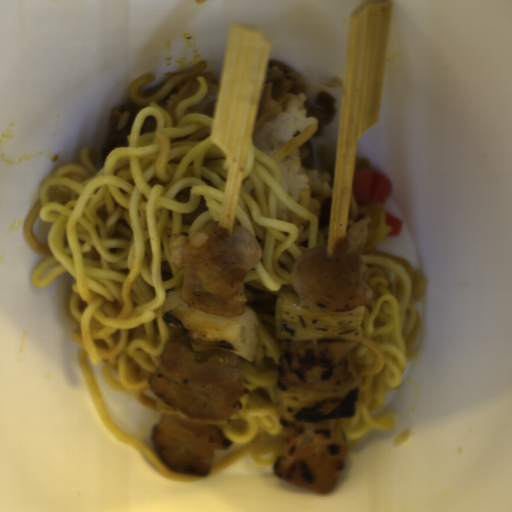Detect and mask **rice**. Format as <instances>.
<instances>
[{"label": "rice", "instance_id": "2", "mask_svg": "<svg viewBox=\"0 0 512 512\" xmlns=\"http://www.w3.org/2000/svg\"><path fill=\"white\" fill-rule=\"evenodd\" d=\"M278 164L282 175L280 187L285 194L298 203L300 201V190L303 188L309 189L307 210L318 217L322 205L331 197L333 190L329 185L332 178L331 174L323 173L319 169L304 168L302 166L301 149L299 148Z\"/></svg>", "mask_w": 512, "mask_h": 512}, {"label": "rice", "instance_id": "3", "mask_svg": "<svg viewBox=\"0 0 512 512\" xmlns=\"http://www.w3.org/2000/svg\"><path fill=\"white\" fill-rule=\"evenodd\" d=\"M411 287L413 301H421L425 297L428 288L426 277L422 272L412 271Z\"/></svg>", "mask_w": 512, "mask_h": 512}, {"label": "rice", "instance_id": "5", "mask_svg": "<svg viewBox=\"0 0 512 512\" xmlns=\"http://www.w3.org/2000/svg\"><path fill=\"white\" fill-rule=\"evenodd\" d=\"M129 116H130V113L128 111H125L124 113L121 114L118 124L116 126V130L119 131L126 126L128 120H129Z\"/></svg>", "mask_w": 512, "mask_h": 512}, {"label": "rice", "instance_id": "4", "mask_svg": "<svg viewBox=\"0 0 512 512\" xmlns=\"http://www.w3.org/2000/svg\"><path fill=\"white\" fill-rule=\"evenodd\" d=\"M277 220L292 221L295 213L281 201L275 202Z\"/></svg>", "mask_w": 512, "mask_h": 512}, {"label": "rice", "instance_id": "1", "mask_svg": "<svg viewBox=\"0 0 512 512\" xmlns=\"http://www.w3.org/2000/svg\"><path fill=\"white\" fill-rule=\"evenodd\" d=\"M305 93H299L283 111L253 131V144L267 157L287 145L303 130L318 125L315 117H307Z\"/></svg>", "mask_w": 512, "mask_h": 512}]
</instances>
